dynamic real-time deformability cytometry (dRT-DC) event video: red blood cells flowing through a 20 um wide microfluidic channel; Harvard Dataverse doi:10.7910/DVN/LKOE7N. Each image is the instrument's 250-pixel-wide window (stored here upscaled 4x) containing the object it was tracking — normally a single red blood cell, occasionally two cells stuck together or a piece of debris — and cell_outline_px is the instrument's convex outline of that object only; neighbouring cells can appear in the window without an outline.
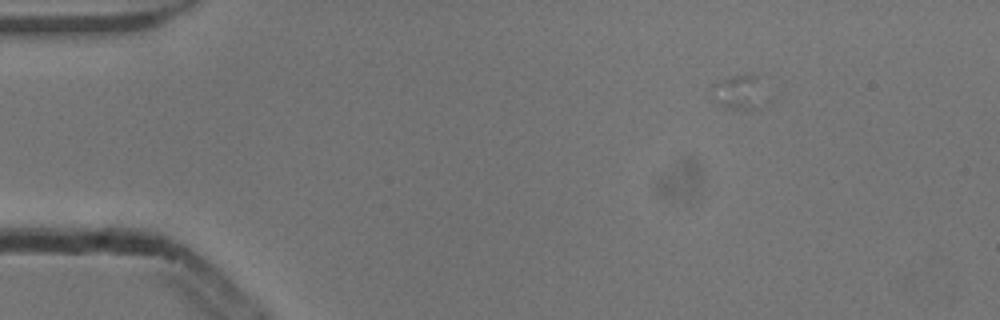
{"species": "common noctule bat (a hibernating species)", "species_latin": "Nyctalus noctula", "temperature_condition": "cold", "stored_images_in_passage": 20, "camera_frame_rate_fps": 3000, "um_per_image_px": 0.085, "animal": {"sex": "male", "body_mass_g": 13.3}, "frame": {"image": 1, "passage_image": 2, "time_ms": 0.333, "image_size_px": [1000, 320], "cell_outline_px": [[772, 104], [752, 108], [724, 108], [716, 104], [712, 88], [712, 84], [732, 76], [748, 72], [752, 72], [756, 76], [772, 96]], "centroid_in_image_um": [63.02, 7.84], "position_along_channel_um": 22.0, "area_um2": 11.79}}
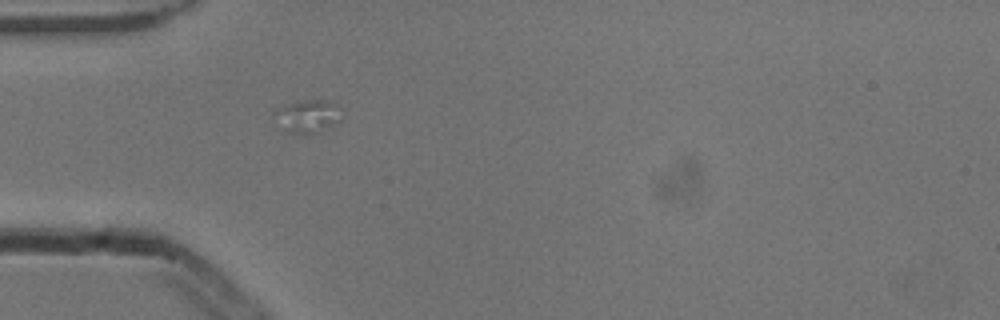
{"frame": {"image": 2, "passage_image": 12, "time_ms": 3.667, "image_size_px": [1000, 320], "cell_outline_px": [[340, 120], [320, 132], [304, 136], [292, 132], [272, 116], [272, 108], [284, 104], [308, 100], [328, 100], [340, 108]], "centroid_in_image_um": [26.12, 9.86], "position_along_channel_um": 58.9, "area_um2": 12.89}}
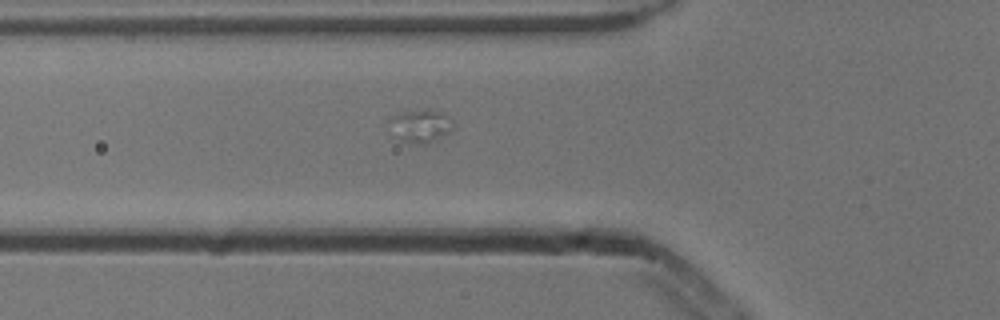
{"frame": {"image": 3, "passage_image": 15, "time_ms": 4.667, "image_size_px": [1000, 320], "cell_outline_px": [[456, 124], [448, 132], [428, 144], [420, 144], [400, 140], [388, 120], [392, 116], [400, 112], [448, 112]], "centroid_in_image_um": [35.82, 10.71], "position_along_channel_um": 90.0, "area_um2": 11.79}}